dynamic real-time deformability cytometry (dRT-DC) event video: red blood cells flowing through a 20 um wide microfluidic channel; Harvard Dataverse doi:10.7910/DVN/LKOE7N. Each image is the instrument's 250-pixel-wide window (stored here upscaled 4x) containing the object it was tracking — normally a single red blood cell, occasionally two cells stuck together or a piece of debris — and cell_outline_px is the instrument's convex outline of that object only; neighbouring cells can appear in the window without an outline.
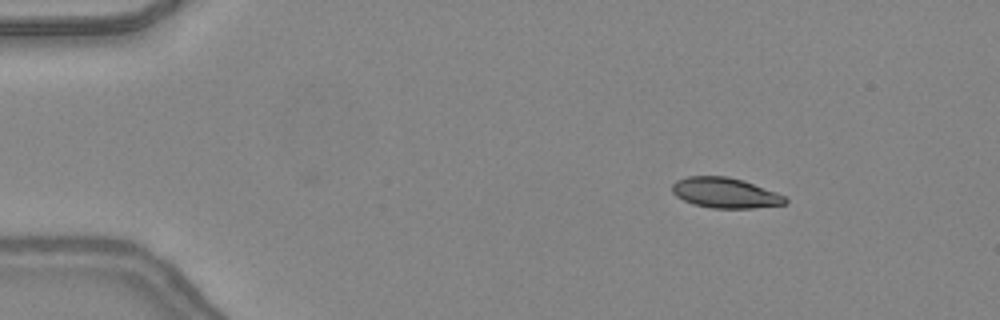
{"species": "common noctule bat (a hibernating species)", "species_latin": "Nyctalus noctula", "temperature_condition": "warm", "stored_images_in_passage": 34, "camera_frame_rate_fps": 3000, "um_per_image_px": 0.085, "animal": {"sex": "female", "body_mass_g": 24.6, "forearm_length_mm": 56.2}, "frame": {"image": 1, "passage_image": 1, "time_ms": 0.0, "image_size_px": [1000, 320], "cell_outline_px": [[788, 200], [784, 204], [752, 208], [712, 208], [692, 204], [676, 196], [672, 192], [672, 184], [676, 180], [688, 176], [728, 176], [744, 180], [776, 192], [784, 196]], "centroid_in_image_um": [61.61, 16.38], "position_along_channel_um": 23.4, "area_um2": 20.0}}
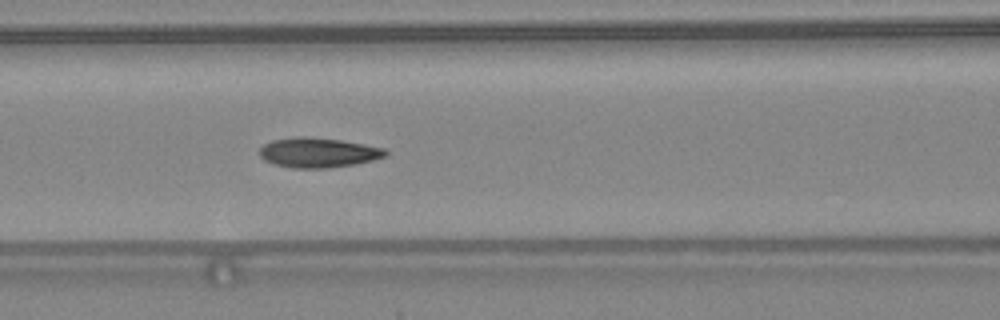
{"frame": {"image": 2, "passage_image": 15, "time_ms": 4.667, "image_size_px": [1000, 320], "cell_outline_px": [[388, 152], [384, 156], [372, 160], [356, 164], [328, 168], [292, 168], [276, 164], [264, 160], [260, 156], [260, 148], [264, 144], [272, 140], [292, 136], [304, 136], [340, 140], [364, 144], [384, 148]], "centroid_in_image_um": [27.02, 12.96], "position_along_channel_um": 139.6, "area_um2": 21.85}}
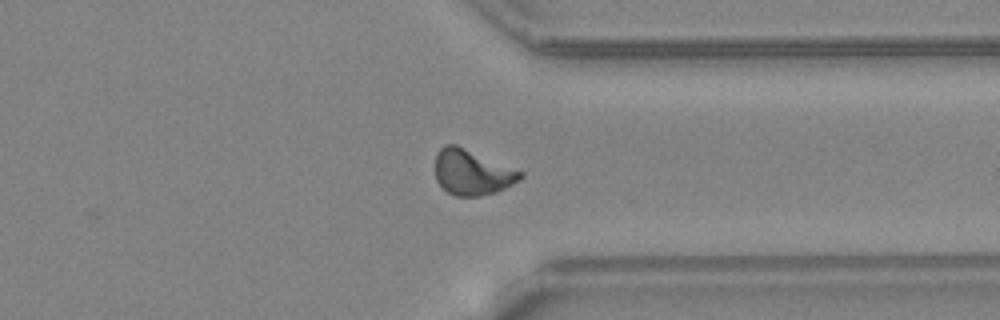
{"frame": {"image": 3, "passage_image": 31, "time_ms": 10.0, "image_size_px": [1000, 320], "cell_outline_px": [[524, 176], [520, 180], [496, 192], [480, 196], [456, 196], [448, 192], [436, 180], [436, 152], [444, 144], [456, 144], [524, 172]], "centroid_in_image_um": [40.13, 14.64], "position_along_channel_um": 371.3, "area_um2": 22.48}, "authors_computed_cell_mechanics": {"area_um2": 21.3571, "velocity_mm_per_s": 4.3721, "shape_relaxation_time_tau1_ms": 3.8454, "shape_relaxation_time_tau2_ms": 1.2907, "deformation_change_tau1": 0.194, "deformation_change_tau2": 0.0817}}